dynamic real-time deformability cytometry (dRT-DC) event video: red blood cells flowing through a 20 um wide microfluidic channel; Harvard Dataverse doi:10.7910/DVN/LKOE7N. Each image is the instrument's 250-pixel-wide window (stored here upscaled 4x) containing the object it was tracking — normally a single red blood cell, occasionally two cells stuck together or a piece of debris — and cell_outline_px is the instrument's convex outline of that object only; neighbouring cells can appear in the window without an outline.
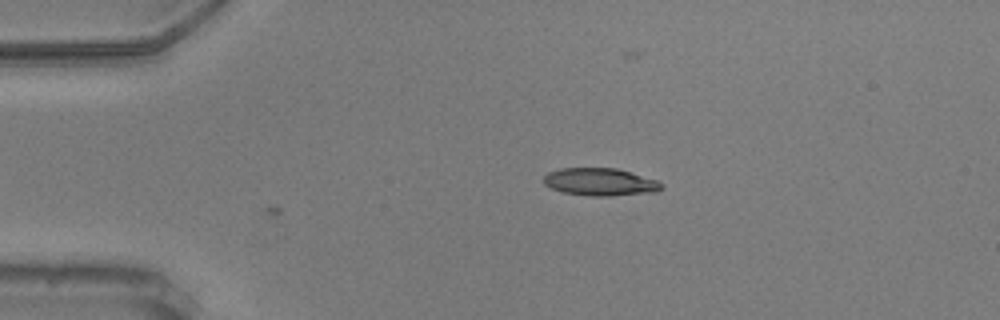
{"species": "common noctule bat (a hibernating species)", "species_latin": "Nyctalus noctula", "temperature_condition": "warm", "stored_images_in_passage": 4, "camera_frame_rate_fps": 3000, "um_per_image_px": 0.085, "animal": {"sex": "male", "body_mass_g": 20.5, "forearm_length_mm": 52.5}, "frame": {"image": 1, "passage_image": 4, "time_ms": 1.0, "image_size_px": [1000, 320], "cell_outline_px": [[664, 188], [656, 192], [612, 196], [588, 196], [564, 192], [552, 188], [544, 184], [544, 176], [548, 172], [560, 168], [616, 168], [656, 180], [664, 184]], "centroid_in_image_um": [51.03, 15.47], "position_along_channel_um": 34.0, "area_um2": 18.96}}